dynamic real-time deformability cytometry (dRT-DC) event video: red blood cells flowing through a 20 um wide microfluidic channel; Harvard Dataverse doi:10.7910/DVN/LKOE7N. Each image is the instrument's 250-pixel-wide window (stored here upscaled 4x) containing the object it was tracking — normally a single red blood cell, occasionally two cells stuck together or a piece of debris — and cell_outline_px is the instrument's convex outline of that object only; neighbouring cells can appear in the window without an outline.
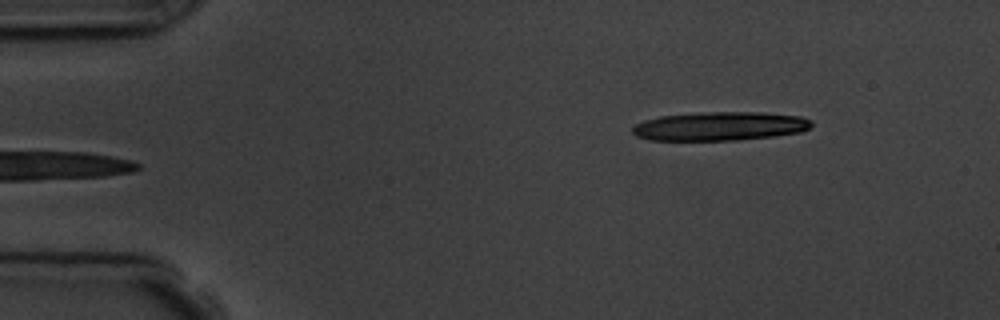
{"species": "common noctule bat (a hibernating species)", "species_latin": "Nyctalus noctula", "temperature_condition": "room temperature", "stored_images_in_passage": 5, "camera_frame_rate_fps": 3000, "um_per_image_px": 0.085, "animal": {"sex": "male", "body_mass_g": 19.5, "forearm_length_mm": 54.6}, "frame": {"image": 1, "passage_image": 5, "time_ms": 4.667, "image_size_px": [1000, 320], "cell_outline_px": [[812, 124], [808, 128], [800, 132], [772, 136], [736, 140], [648, 140], [636, 136], [632, 132], [632, 128], [636, 124], [644, 120], [660, 116], [704, 112], [764, 112], [800, 116], [812, 120]], "centroid_in_image_um": [61.17, 10.72], "position_along_channel_um": 23.8, "area_um2": 30.0}}